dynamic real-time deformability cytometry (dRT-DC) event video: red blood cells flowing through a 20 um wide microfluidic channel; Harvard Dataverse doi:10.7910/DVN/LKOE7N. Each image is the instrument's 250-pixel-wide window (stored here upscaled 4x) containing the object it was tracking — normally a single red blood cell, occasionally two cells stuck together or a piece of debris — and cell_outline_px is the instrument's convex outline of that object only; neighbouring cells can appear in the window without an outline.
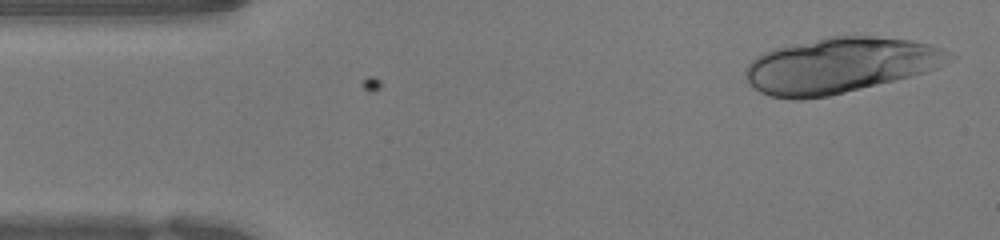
{"species": "human", "species_latin": "Homo sapiens", "temperature_condition": "warm", "stored_images_in_passage": 48, "segment_of_instrument_passage": [1, 2], "camera_frame_rate_fps": 3000, "um_per_image_px": 0.085, "donor": {"sex": "female"}, "frame": {"image": 1, "passage_image": 2, "time_ms": 0.333, "image_size_px": [1000, 240], "cell_outline_px": [[956, 56], [952, 60], [936, 68], [924, 72], [828, 96], [800, 100], [792, 100], [772, 96], [760, 92], [748, 80], [744, 72], [748, 64], [756, 56], [772, 48], [828, 36], [876, 36], [908, 40], [928, 44], [940, 48]], "centroid_in_image_um": [71.36, 5.54], "position_along_channel_um": 13.6, "area_um2": 65.2}}